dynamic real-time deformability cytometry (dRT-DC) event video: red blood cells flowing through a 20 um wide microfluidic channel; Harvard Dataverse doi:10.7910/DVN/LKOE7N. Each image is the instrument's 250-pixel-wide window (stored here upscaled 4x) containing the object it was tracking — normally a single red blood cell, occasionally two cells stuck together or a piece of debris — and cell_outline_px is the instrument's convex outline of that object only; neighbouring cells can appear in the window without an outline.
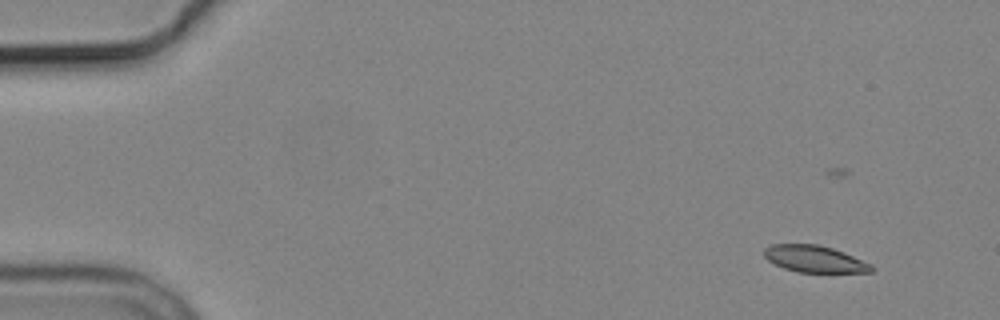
{"species": "common noctule bat (a hibernating species)", "species_latin": "Nyctalus noctula", "temperature_condition": "cold", "stored_images_in_passage": 4, "camera_frame_rate_fps": 3000, "um_per_image_px": 0.085, "animal": {"sex": "male", "body_mass_g": 19.2, "forearm_length_mm": 51.8}, "frame": {"image": 1, "passage_image": 1, "time_ms": 0.0, "image_size_px": [1000, 320], "cell_outline_px": [[872, 272], [796, 272], [784, 268], [768, 260], [764, 256], [764, 248], [772, 244], [816, 244], [832, 248], [844, 252], [872, 264]], "centroid_in_image_um": [69.23, 22.01], "position_along_channel_um": 15.8, "area_um2": 16.65}}
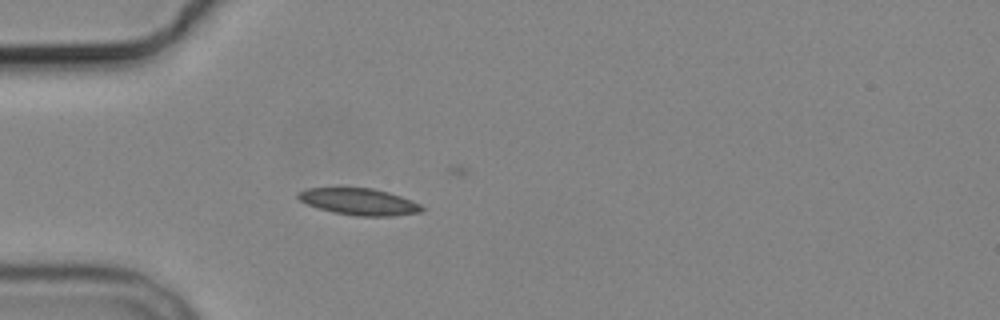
{"frame": {"image": 2, "passage_image": 4, "time_ms": 4.0, "image_size_px": [1000, 320], "cell_outline_px": [[424, 208], [420, 212], [392, 216], [356, 216], [332, 212], [308, 204], [300, 200], [296, 196], [296, 192], [308, 188], [372, 188], [388, 192], [412, 200], [420, 204]], "centroid_in_image_um": [30.51, 17.14], "position_along_channel_um": 54.5, "area_um2": 19.13}}